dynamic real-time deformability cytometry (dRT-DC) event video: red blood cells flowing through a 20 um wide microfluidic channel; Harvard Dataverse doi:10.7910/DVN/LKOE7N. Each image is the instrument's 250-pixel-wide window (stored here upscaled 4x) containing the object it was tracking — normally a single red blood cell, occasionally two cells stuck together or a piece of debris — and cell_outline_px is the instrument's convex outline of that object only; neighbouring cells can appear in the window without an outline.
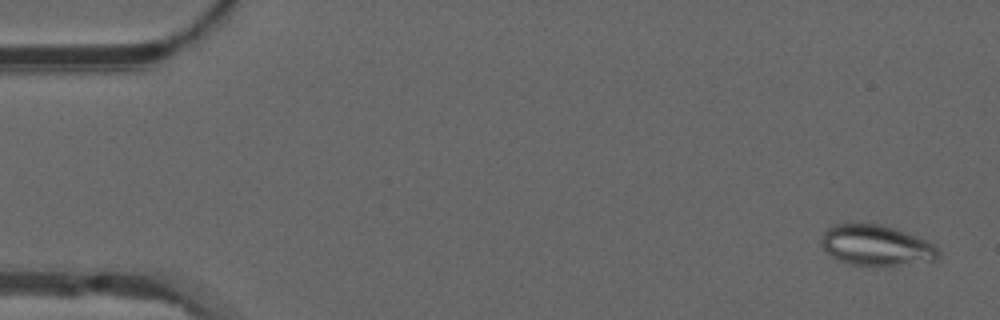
{"species": "common noctule bat (a hibernating species)", "species_latin": "Nyctalus noctula", "temperature_condition": "warm", "stored_images_in_passage": 53, "camera_frame_rate_fps": 3000, "um_per_image_px": 0.085, "animal": {"sex": "male", "forearm_length_mm": 52.5}, "frame": {"image": 1, "passage_image": 2, "time_ms": 0.333, "image_size_px": [1000, 320], "cell_outline_px": [[940, 252], [936, 260], [884, 268], [852, 264], [840, 260], [832, 256], [820, 244], [820, 240], [824, 232], [828, 228], [836, 224], [880, 224], [896, 228], [924, 240], [940, 248]], "centroid_in_image_um": [74.51, 20.89], "position_along_channel_um": 10.5, "area_um2": 27.98}}
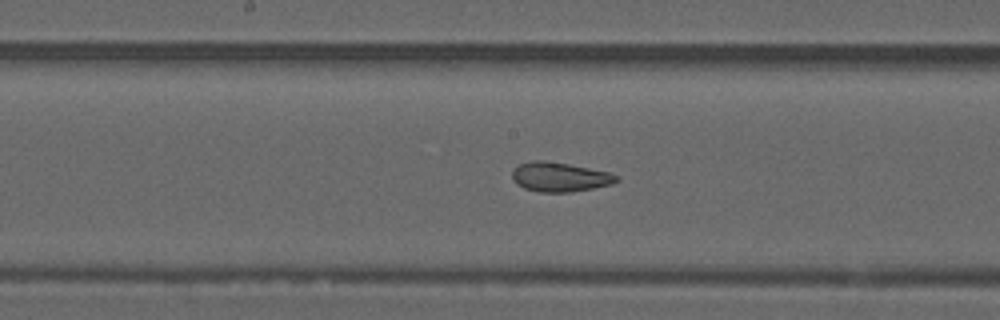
{"frame": {"image": 2, "passage_image": 27, "time_ms": 8.667, "image_size_px": [1000, 320], "cell_outline_px": [[620, 180], [612, 184], [592, 188], [568, 192], [540, 192], [524, 188], [516, 184], [512, 180], [512, 168], [520, 164], [532, 160], [544, 160], [568, 164], [612, 172], [620, 176]], "centroid_in_image_um": [47.58, 15.03], "position_along_channel_um": 200.6, "area_um2": 18.09}}
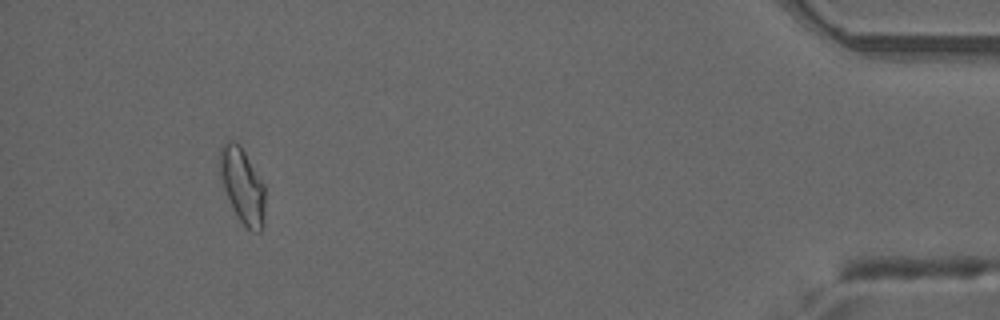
{"frame": {"image": 3, "passage_image": 49, "time_ms": 16.0, "image_size_px": [1000, 320], "cell_outline_px": [[264, 224], [260, 232], [252, 232], [240, 220], [232, 208], [220, 180], [216, 168], [220, 148], [228, 140], [232, 140], [240, 144], [264, 184]], "centroid_in_image_um": [20.56, 15.74], "position_along_channel_um": 414.6, "area_um2": 20.23}, "authors_computed_cell_mechanics": {"area_um2": 19.2474, "velocity_mm_per_s": 3.8499, "shape_relaxation_time_tau1_ms": null, "shape_relaxation_time_tau2_ms": 1.2097, "deformation_change_tau1": null, "deformation_change_tau2": 0.0682}}